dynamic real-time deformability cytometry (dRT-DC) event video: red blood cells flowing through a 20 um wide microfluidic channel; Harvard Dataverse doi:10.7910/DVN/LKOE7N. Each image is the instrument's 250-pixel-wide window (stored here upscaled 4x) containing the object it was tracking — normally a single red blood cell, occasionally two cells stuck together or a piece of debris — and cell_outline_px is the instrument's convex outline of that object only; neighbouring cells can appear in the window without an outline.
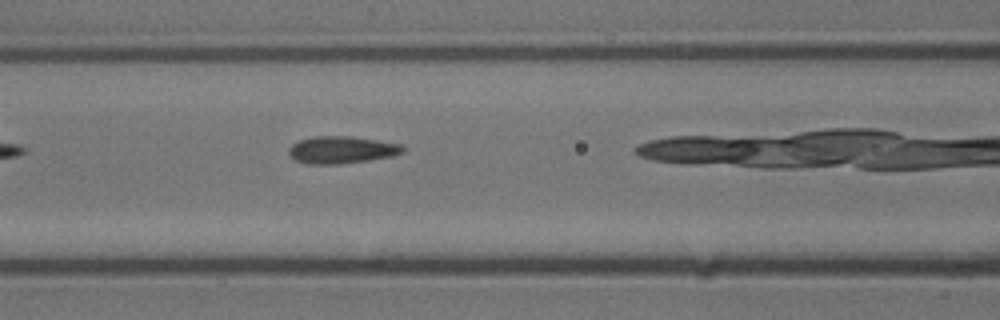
{"species": "common noctule bat (a hibernating species)", "species_latin": "Nyctalus noctula", "temperature_condition": "cold", "stored_images_in_passage": 14, "camera_frame_rate_fps": 3000, "um_per_image_px": 0.085, "animal": {"sex": "male", "body_mass_g": 13.3}, "frame": {"image": 1, "passage_image": 7, "time_ms": 2.0, "image_size_px": [1000, 320], "cell_outline_px": [[404, 152], [392, 156], [368, 160], [340, 164], [308, 164], [296, 160], [288, 156], [288, 148], [292, 144], [300, 140], [316, 136], [352, 136], [404, 144]], "centroid_in_image_um": [29.04, 12.73], "position_along_channel_um": 137.6, "area_um2": 18.26}}